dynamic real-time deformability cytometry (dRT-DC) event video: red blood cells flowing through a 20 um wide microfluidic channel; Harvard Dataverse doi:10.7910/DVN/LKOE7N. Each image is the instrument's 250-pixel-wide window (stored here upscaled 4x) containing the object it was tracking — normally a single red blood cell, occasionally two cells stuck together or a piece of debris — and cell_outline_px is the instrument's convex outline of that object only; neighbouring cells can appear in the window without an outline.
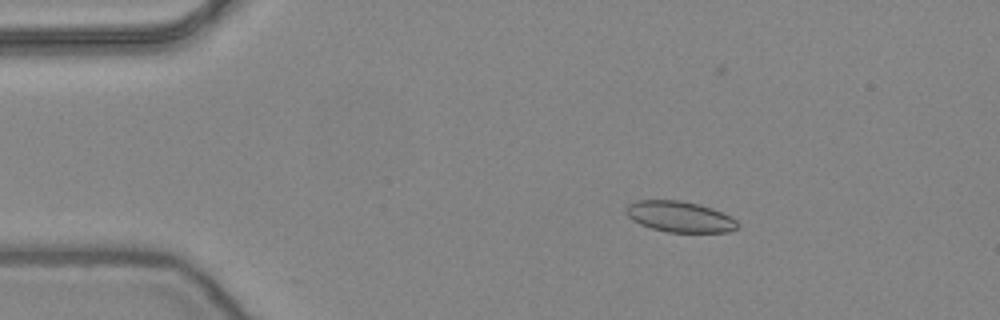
{"species": "common noctule bat (a hibernating species)", "species_latin": "Nyctalus noctula", "temperature_condition": "warm", "stored_images_in_passage": 57, "camera_frame_rate_fps": 3000, "um_per_image_px": 0.085, "animal": {"sex": "female", "body_mass_g": 24.6, "forearm_length_mm": 56.2}, "frame": {"image": 1, "passage_image": 12, "time_ms": 3.667, "image_size_px": [1000, 320], "cell_outline_px": [[740, 224], [736, 228], [728, 232], [668, 232], [652, 228], [640, 224], [632, 220], [624, 212], [624, 208], [628, 204], [636, 200], [680, 200], [700, 204], [712, 208], [736, 220]], "centroid_in_image_um": [57.73, 18.41], "position_along_channel_um": 27.3, "area_um2": 20.11}}
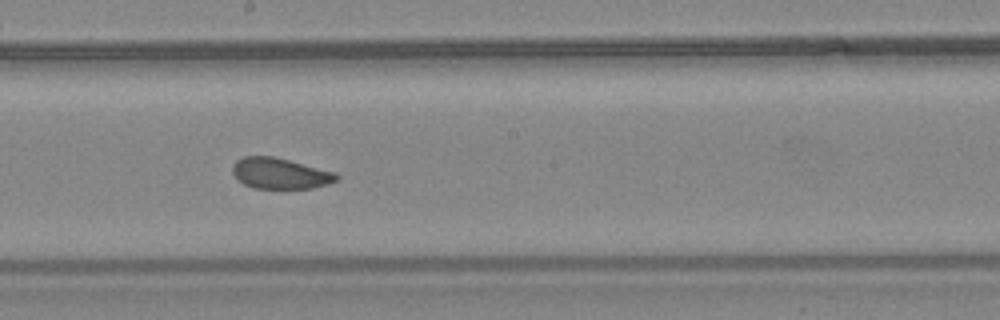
{"frame": {"image": 2, "passage_image": 32, "time_ms": 10.333, "image_size_px": [1000, 320], "cell_outline_px": [[340, 176], [336, 180], [328, 184], [312, 188], [252, 188], [244, 184], [232, 172], [232, 164], [236, 160], [244, 156], [272, 156], [336, 172]], "centroid_in_image_um": [23.8, 14.74], "position_along_channel_um": 224.4, "area_um2": 18.61}}
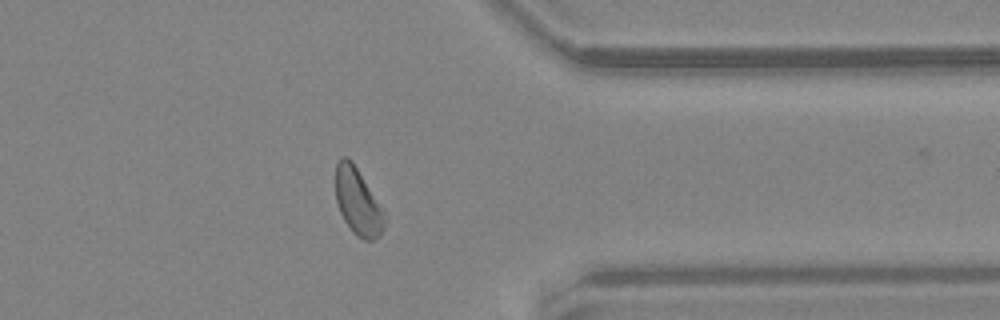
{"frame": {"image": 3, "passage_image": 45, "time_ms": 14.667, "image_size_px": [1000, 320], "cell_outline_px": [[384, 228], [372, 240], [364, 240], [356, 236], [352, 232], [344, 220], [340, 212], [336, 200], [336, 164], [340, 156], [348, 156], [352, 160], [384, 208]], "centroid_in_image_um": [30.41, 17.1], "position_along_channel_um": 381.0, "area_um2": 19.19}, "authors_computed_cell_mechanics": {"area_um2": 19.5364, "velocity_mm_per_s": 3.8741, "shape_relaxation_time_tau1_ms": 5.1823, "shape_relaxation_time_tau2_ms": 1.3447, "deformation_change_tau1": 0.0921, "deformation_change_tau2": 0.0617}}